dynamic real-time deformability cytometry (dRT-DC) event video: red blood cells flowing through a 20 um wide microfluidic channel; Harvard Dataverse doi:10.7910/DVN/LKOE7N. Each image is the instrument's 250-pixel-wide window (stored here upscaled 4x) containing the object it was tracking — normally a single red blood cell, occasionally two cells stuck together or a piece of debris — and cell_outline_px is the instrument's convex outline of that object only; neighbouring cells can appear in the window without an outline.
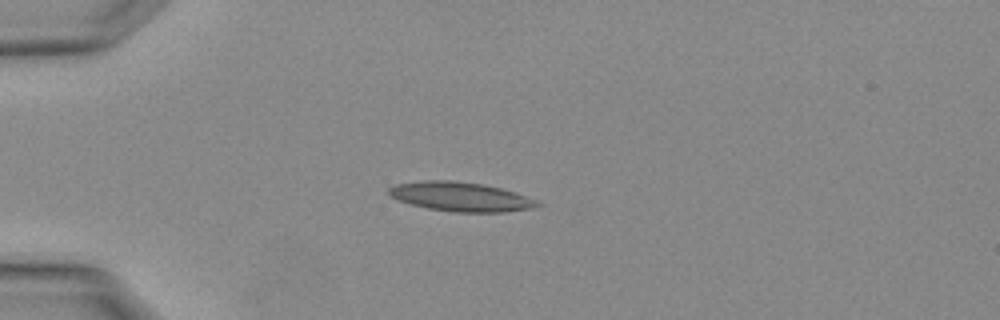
{"species": "Egyptian fruit bat (a non-hibernating species)", "species_latin": "Rousettus aegyptiacus", "temperature_condition": "warm", "stored_images_in_passage": 3, "camera_frame_rate_fps": 3000, "um_per_image_px": 0.085, "animal": {"sex": "female"}, "frame": {"image": 1, "passage_image": 3, "time_ms": 0.667, "image_size_px": [1000, 320], "cell_outline_px": [[544, 204], [532, 208], [504, 212], [452, 212], [428, 208], [412, 204], [400, 200], [392, 196], [388, 192], [388, 188], [396, 184], [424, 180], [452, 180], [484, 184], [516, 192], [536, 200]], "centroid_in_image_um": [39.19, 16.71], "position_along_channel_um": 45.8, "area_um2": 25.26}}